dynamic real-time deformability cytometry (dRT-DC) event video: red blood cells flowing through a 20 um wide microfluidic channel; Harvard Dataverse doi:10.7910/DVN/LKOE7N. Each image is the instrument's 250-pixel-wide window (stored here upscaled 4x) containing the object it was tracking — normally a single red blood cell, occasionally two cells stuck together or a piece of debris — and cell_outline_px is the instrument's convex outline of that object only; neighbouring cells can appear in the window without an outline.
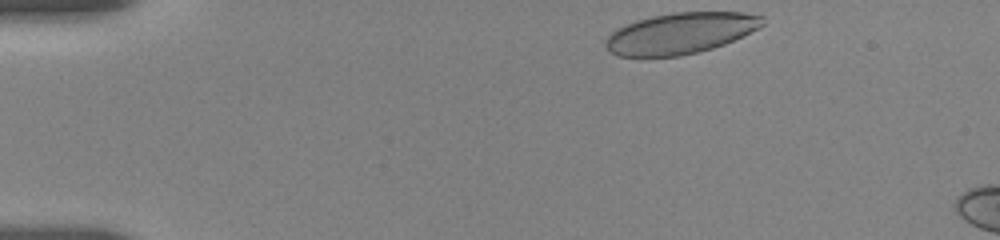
{"species": "human", "species_latin": "Homo sapiens", "temperature_condition": "room temperature", "stored_images_in_passage": 12, "camera_frame_rate_fps": 3000, "um_per_image_px": 0.085, "donor": {"sex": "female"}, "frame": {"image": 1, "passage_image": 1, "time_ms": 0.0, "image_size_px": [1000, 240], "cell_outline_px": [[764, 24], [760, 28], [724, 44], [712, 48], [680, 56], [616, 56], [608, 52], [604, 44], [604, 40], [616, 28], [636, 20], [652, 16], [672, 12], [744, 12], [764, 16]], "centroid_in_image_um": [57.82, 2.82], "position_along_channel_um": 27.2, "area_um2": 37.74}}